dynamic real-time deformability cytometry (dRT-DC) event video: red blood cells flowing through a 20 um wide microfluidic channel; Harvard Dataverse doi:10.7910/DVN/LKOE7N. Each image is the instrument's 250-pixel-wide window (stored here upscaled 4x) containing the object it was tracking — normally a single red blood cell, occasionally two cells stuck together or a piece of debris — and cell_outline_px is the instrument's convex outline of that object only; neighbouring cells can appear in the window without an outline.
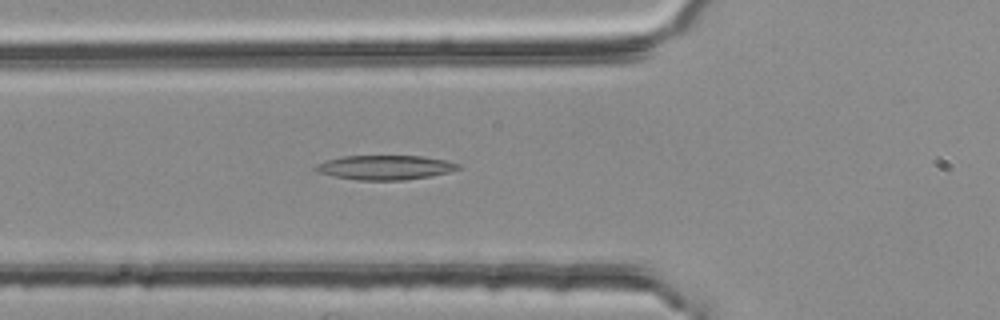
{"species": "common noctule bat (a hibernating species)", "species_latin": "Nyctalus noctula", "temperature_condition": "room temperature", "stored_images_in_passage": 54, "camera_frame_rate_fps": 3000, "um_per_image_px": 0.085, "animal": {"sex": "female", "body_mass_g": 25.1}, "frame": {"image": 1, "passage_image": 19, "time_ms": 6.0, "image_size_px": [1000, 320], "cell_outline_px": [[460, 168], [448, 172], [432, 176], [404, 180], [356, 180], [336, 176], [320, 172], [312, 168], [316, 164], [324, 160], [344, 156], [424, 156], [448, 160], [460, 164]], "centroid_in_image_um": [32.76, 14.22], "position_along_channel_um": 93.0, "area_um2": 20.35}}
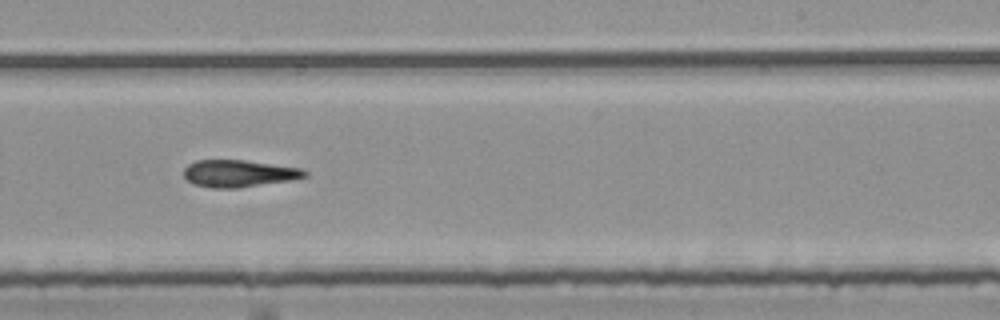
{"frame": {"image": 2, "passage_image": 33, "time_ms": 10.667, "image_size_px": [1000, 320], "cell_outline_px": [[308, 176], [292, 180], [236, 188], [208, 188], [192, 184], [184, 176], [184, 168], [188, 164], [196, 160], [244, 160], [304, 168], [308, 172]], "centroid_in_image_um": [20.31, 14.74], "position_along_channel_um": 268.7, "area_um2": 19.31}}
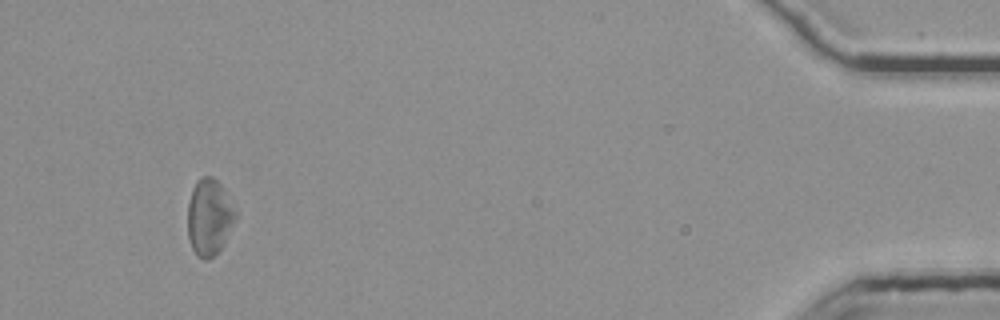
{"frame": {"image": 3, "passage_image": 51, "time_ms": 16.667, "image_size_px": [1000, 320], "cell_outline_px": [[236, 220], [224, 244], [208, 260], [204, 260], [196, 256], [188, 240], [188, 204], [192, 188], [196, 180], [200, 176], [212, 176], [220, 184], [236, 208]], "centroid_in_image_um": [17.78, 18.45], "position_along_channel_um": 417.4, "area_um2": 21.56}}